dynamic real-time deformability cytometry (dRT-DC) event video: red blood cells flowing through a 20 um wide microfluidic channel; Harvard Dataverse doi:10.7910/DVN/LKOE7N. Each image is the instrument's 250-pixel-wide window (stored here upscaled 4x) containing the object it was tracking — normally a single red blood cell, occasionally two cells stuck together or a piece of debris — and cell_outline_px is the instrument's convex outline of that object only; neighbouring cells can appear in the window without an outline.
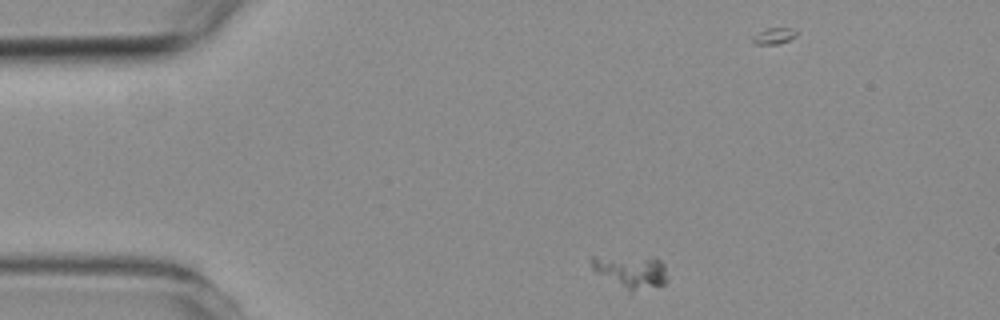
{"species": "common noctule bat (a hibernating species)", "species_latin": "Nyctalus noctula", "temperature_condition": "room temperature", "stored_images_in_passage": 4, "segment_of_instrument_passage": [1, 2], "camera_frame_rate_fps": 3000, "um_per_image_px": 0.085, "animal": {"sex": "female", "body_mass_g": 19.3, "forearm_length_mm": 54.1}, "frame": {"image": 1, "passage_image": 1, "time_ms": 0.0, "image_size_px": [1000, 320], "cell_outline_px": [[668, 280], [664, 284], [628, 296], [596, 272], [592, 268], [588, 260], [588, 256], [596, 256], [660, 260], [664, 264]], "centroid_in_image_um": [53.57, 23.2], "position_along_channel_um": 31.4, "area_um2": 15.14}}